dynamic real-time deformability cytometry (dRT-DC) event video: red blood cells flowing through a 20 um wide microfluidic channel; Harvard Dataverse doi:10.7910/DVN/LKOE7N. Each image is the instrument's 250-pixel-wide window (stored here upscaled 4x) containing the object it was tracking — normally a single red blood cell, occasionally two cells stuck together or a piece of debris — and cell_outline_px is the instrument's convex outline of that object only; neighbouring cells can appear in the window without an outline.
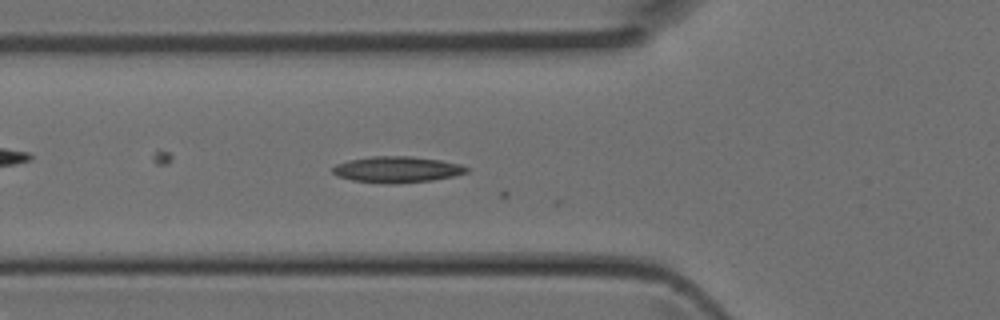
{"species": "Egyptian fruit bat (a non-hibernating species)", "species_latin": "Rousettus aegyptiacus", "temperature_condition": "room temperature", "stored_images_in_passage": 19, "camera_frame_rate_fps": 3000, "um_per_image_px": 0.085, "animal": {"sex": "female"}, "frame": {"image": 1, "passage_image": 12, "time_ms": 3.667, "image_size_px": [1000, 320], "cell_outline_px": [[468, 172], [452, 176], [432, 180], [396, 184], [388, 184], [352, 180], [336, 176], [332, 172], [332, 168], [336, 164], [348, 160], [372, 156], [412, 156], [440, 160], [460, 164], [468, 168]], "centroid_in_image_um": [33.71, 14.41], "position_along_channel_um": 92.1, "area_um2": 20.46}}
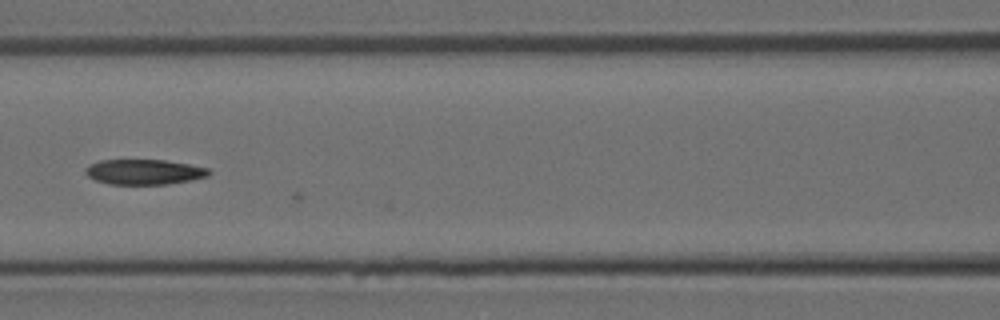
{"frame": {"image": 2, "passage_image": 16, "time_ms": 5.0, "image_size_px": [1000, 320], "cell_outline_px": [[212, 172], [208, 176], [192, 180], [168, 184], [108, 184], [96, 180], [88, 176], [84, 172], [84, 168], [100, 160], [164, 160], [188, 164], [208, 168]], "centroid_in_image_um": [12.26, 14.61], "position_along_channel_um": 154.3, "area_um2": 18.09}}